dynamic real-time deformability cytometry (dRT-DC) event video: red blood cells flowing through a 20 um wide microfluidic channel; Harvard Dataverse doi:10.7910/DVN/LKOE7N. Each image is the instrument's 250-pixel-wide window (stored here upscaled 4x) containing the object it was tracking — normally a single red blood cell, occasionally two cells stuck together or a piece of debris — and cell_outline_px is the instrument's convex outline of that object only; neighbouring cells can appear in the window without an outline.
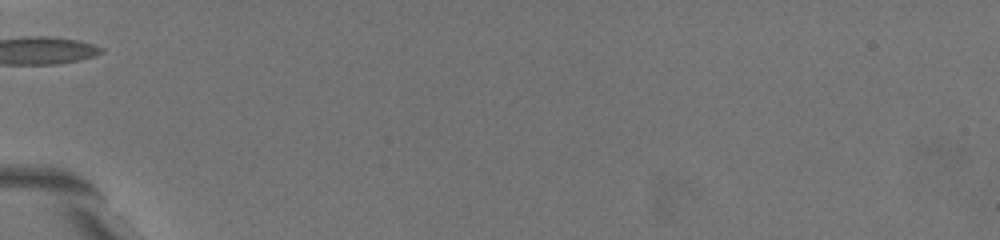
{"species": "common noctule bat (a hibernating species)", "species_latin": "Nyctalus noctula", "temperature_condition": "warm", "stored_images_in_passage": 2, "camera_frame_rate_fps": 3000, "um_per_image_px": 0.085, "animal": {"sex": "female", "body_mass_g": 19.5, "forearm_length_mm": 54.1}, "frame": {"image": 1, "passage_image": 1, "time_ms": 0.0, "image_size_px": [1000, 240], "cell_outline_px": [[176, 208], [168, 208], [120, 168], [112, 156], [108, 148], [120, 144], [132, 148], [140, 156], [176, 200]], "centroid_in_image_um": [12.05, 14.76], "position_along_channel_um": 73.0, "area_um2": 10.58}}